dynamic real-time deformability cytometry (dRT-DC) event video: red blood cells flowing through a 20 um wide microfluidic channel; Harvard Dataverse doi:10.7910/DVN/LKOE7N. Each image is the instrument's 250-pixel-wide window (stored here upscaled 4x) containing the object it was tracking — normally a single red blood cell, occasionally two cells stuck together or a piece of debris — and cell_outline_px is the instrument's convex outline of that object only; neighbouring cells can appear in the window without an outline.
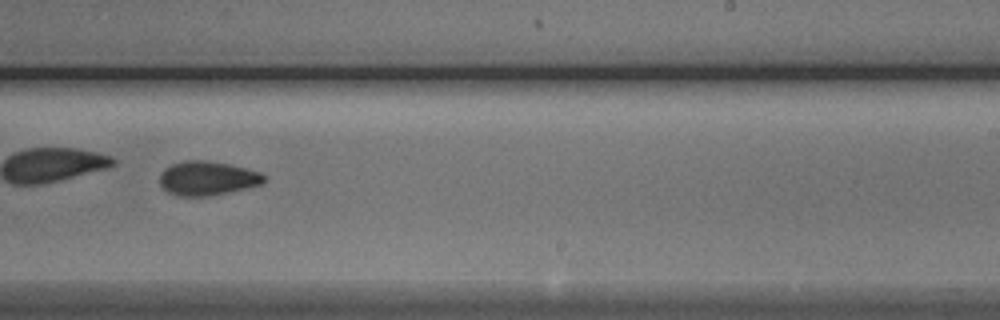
{"species": "Egyptian fruit bat (a non-hibernating species)", "species_latin": "Rousettus aegyptiacus", "temperature_condition": "cold", "stored_images_in_passage": 40, "camera_frame_rate_fps": 3000, "um_per_image_px": 0.085, "animal": {"sex": "male"}, "frame": {"image": 1, "passage_image": 27, "time_ms": 8.667, "image_size_px": [1000, 320], "cell_outline_px": [[268, 180], [264, 184], [228, 192], [208, 196], [176, 196], [168, 192], [160, 184], [160, 176], [164, 168], [172, 164], [184, 160], [208, 160], [228, 164], [260, 172]], "centroid_in_image_um": [17.63, 15.15], "position_along_channel_um": 271.4, "area_um2": 20.81}, "authors_computed_cell_mechanics": {"area_um2": 20.4323, "velocity_mm_per_s": 3.8936, "shape_relaxation_time_tau1_ms": 4.4912, "shape_relaxation_time_tau2_ms": 9.0576, "deformation_change_tau1": 0.1451, "deformation_change_tau2": 0.1472}}